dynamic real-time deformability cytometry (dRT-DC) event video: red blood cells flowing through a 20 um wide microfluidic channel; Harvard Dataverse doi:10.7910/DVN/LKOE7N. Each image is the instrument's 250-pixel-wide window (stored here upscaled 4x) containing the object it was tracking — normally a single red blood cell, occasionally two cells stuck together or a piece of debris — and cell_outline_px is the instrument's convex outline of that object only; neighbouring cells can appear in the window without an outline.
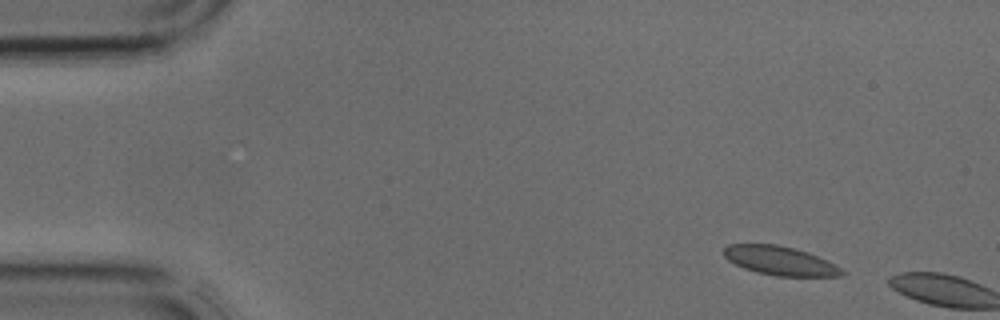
{"species": "common noctule bat (a hibernating species)", "species_latin": "Nyctalus noctula", "temperature_condition": "cold", "stored_images_in_passage": 2, "camera_frame_rate_fps": 3000, "um_per_image_px": 0.085, "animal": {"sex": "male", "body_mass_g": 17.9, "forearm_length_mm": 54.2}, "frame": {"image": 1, "passage_image": 1, "time_ms": 0.0, "image_size_px": [1000, 320], "cell_outline_px": [[844, 276], [776, 276], [756, 272], [744, 268], [728, 260], [724, 256], [724, 248], [728, 244], [776, 244], [808, 252], [828, 260], [840, 268], [844, 272]], "centroid_in_image_um": [66.3, 22.16], "position_along_channel_um": 18.7, "area_um2": 19.83}}